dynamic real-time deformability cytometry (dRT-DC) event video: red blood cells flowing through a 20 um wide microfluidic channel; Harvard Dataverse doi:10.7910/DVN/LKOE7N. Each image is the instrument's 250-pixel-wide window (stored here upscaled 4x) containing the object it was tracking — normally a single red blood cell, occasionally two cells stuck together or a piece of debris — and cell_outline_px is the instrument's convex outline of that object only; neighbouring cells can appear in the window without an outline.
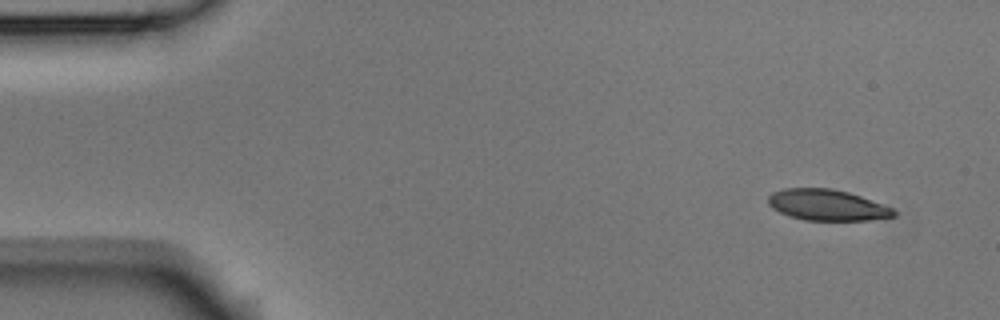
{"species": "Egyptian fruit bat (a non-hibernating species)", "species_latin": "Rousettus aegyptiacus", "temperature_condition": "room temperature", "stored_images_in_passage": 4, "camera_frame_rate_fps": 3000, "um_per_image_px": 0.085, "animal": {"sex": "male"}, "frame": {"image": 1, "passage_image": 1, "time_ms": 0.0, "image_size_px": [1000, 320], "cell_outline_px": [[896, 216], [868, 220], [804, 220], [788, 216], [772, 208], [768, 204], [768, 196], [772, 192], [784, 188], [832, 188], [848, 192], [860, 196], [892, 208], [896, 212]], "centroid_in_image_um": [70.26, 17.42], "position_along_channel_um": 14.7, "area_um2": 22.66}}
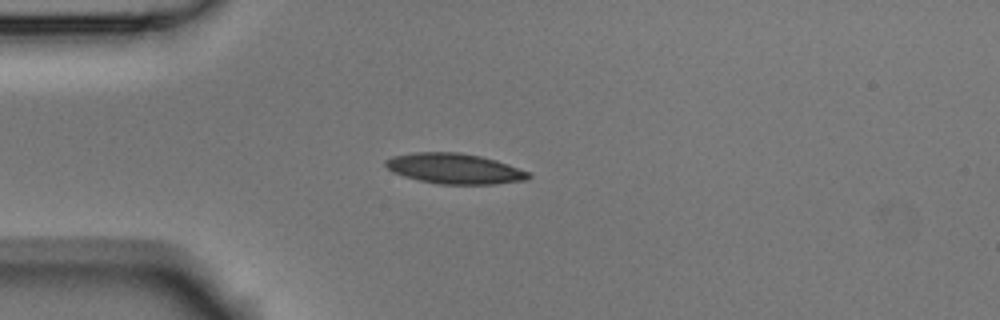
{"frame": {"image": 2, "passage_image": 4, "time_ms": 1.0, "image_size_px": [1000, 320], "cell_outline_px": [[532, 176], [524, 180], [492, 184], [440, 184], [420, 180], [404, 176], [392, 172], [384, 164], [384, 160], [392, 156], [416, 152], [460, 152], [480, 156], [496, 160], [508, 164], [528, 172]], "centroid_in_image_um": [38.6, 14.32], "position_along_channel_um": 46.4, "area_um2": 25.14}}